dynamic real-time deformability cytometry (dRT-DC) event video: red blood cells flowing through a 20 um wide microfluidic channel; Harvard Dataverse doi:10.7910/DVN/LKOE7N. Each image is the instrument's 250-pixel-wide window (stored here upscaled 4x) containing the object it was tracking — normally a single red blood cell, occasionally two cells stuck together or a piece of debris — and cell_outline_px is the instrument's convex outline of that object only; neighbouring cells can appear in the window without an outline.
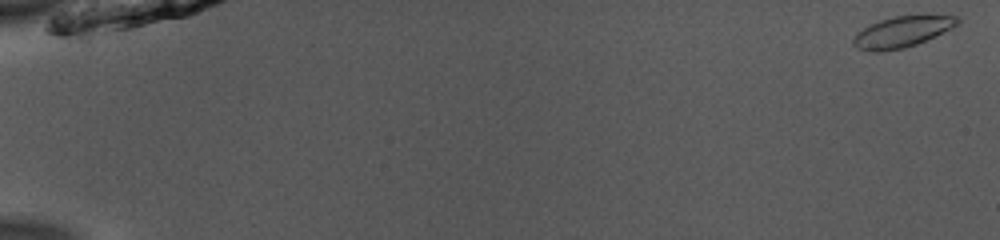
{"species": "common noctule bat (a hibernating species)", "species_latin": "Nyctalus noctula", "temperature_condition": "room temperature", "stored_images_in_passage": 52, "camera_frame_rate_fps": 3000, "um_per_image_px": 0.085, "animal": {"sex": "male", "body_mass_g": 13.0, "forearm_length_mm": 53.1}, "frame": {"image": 1, "passage_image": 1, "time_ms": 0.0, "image_size_px": [1000, 240], "cell_outline_px": [[960, 24], [952, 28], [916, 44], [904, 48], [876, 52], [872, 52], [856, 48], [852, 44], [852, 40], [864, 28], [880, 20], [892, 16], [960, 16]], "centroid_in_image_um": [76.69, 2.71], "position_along_channel_um": 8.3, "area_um2": 18.44}}
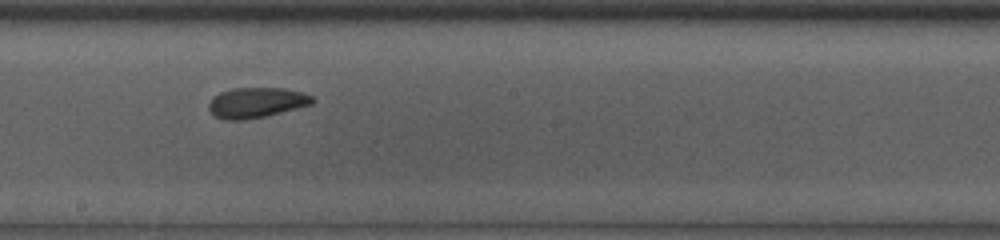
{"frame": {"image": 2, "passage_image": 31, "time_ms": 10.0, "image_size_px": [1000, 240], "cell_outline_px": [[316, 100], [312, 104], [268, 116], [244, 120], [224, 120], [216, 116], [208, 108], [208, 104], [212, 96], [220, 92], [232, 88], [284, 88], [300, 92], [312, 96]], "centroid_in_image_um": [21.78, 8.72], "position_along_channel_um": 226.4, "area_um2": 18.44}}
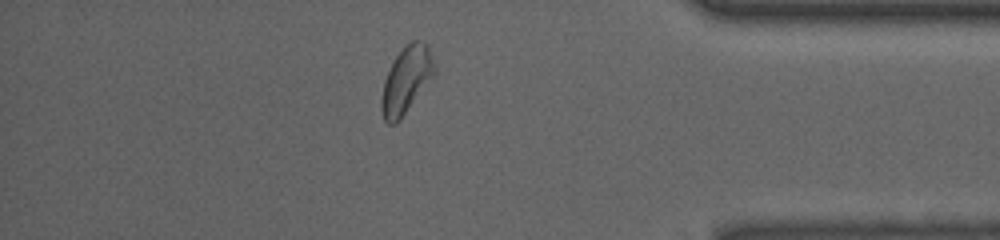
{"frame": {"image": 3, "passage_image": 46, "time_ms": 15.0, "image_size_px": [1000, 240], "cell_outline_px": [[436, 72], [400, 120], [396, 124], [388, 124], [384, 120], [380, 108], [380, 100], [384, 80], [396, 56], [412, 40], [420, 40], [428, 44], [436, 64]], "centroid_in_image_um": [34.54, 6.81], "position_along_channel_um": 400.7, "area_um2": 20.58}, "authors_computed_cell_mechanics": {"area_um2": 18.6983, "velocity_mm_per_s": 3.9289, "shape_relaxation_time_tau1_ms": 4.3368, "shape_relaxation_time_tau2_ms": 2.5099, "deformation_change_tau1": 0.0865, "deformation_change_tau2": 0.0698}}